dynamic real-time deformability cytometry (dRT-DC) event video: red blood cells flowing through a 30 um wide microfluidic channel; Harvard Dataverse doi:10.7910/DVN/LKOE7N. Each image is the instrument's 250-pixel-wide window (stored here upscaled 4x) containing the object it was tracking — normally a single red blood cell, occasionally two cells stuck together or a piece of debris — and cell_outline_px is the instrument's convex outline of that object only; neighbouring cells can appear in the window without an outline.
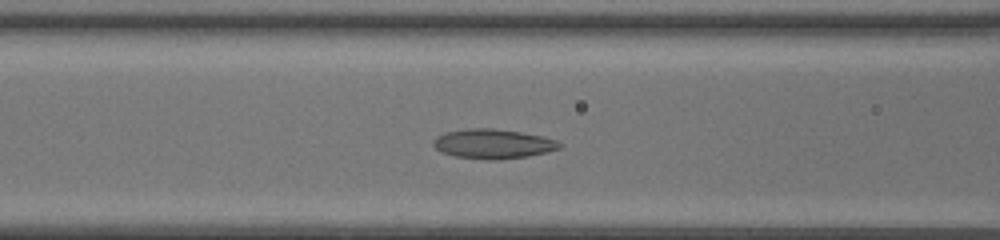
{"species": "common noctule bat (a hibernating species)", "species_latin": "Nyctalus noctula", "temperature_condition": "room temperature", "stored_images_in_passage": 41, "camera_frame_rate_fps": 3000, "um_per_image_px": 0.085, "animal": {"sex": "female", "body_mass_g": 20.0, "forearm_length_mm": 54.0}, "frame": {"image": 1, "passage_image": 15, "time_ms": 4.667, "image_size_px": [1000, 240], "cell_outline_px": [[564, 144], [560, 148], [548, 152], [528, 156], [500, 160], [484, 160], [456, 156], [440, 152], [432, 144], [436, 136], [444, 132], [468, 128], [492, 128], [520, 132], [544, 136], [556, 140]], "centroid_in_image_um": [41.92, 12.23], "position_along_channel_um": 124.7, "area_um2": 22.02}}
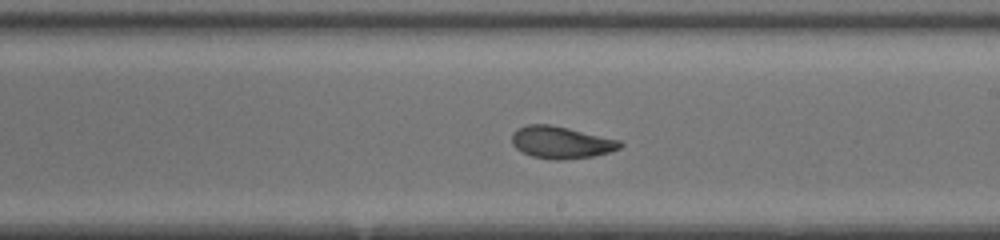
{"frame": {"image": 2, "passage_image": 23, "time_ms": 7.333, "image_size_px": [1000, 240], "cell_outline_px": [[624, 144], [620, 148], [608, 152], [592, 156], [560, 160], [556, 160], [532, 156], [516, 148], [512, 144], [512, 132], [516, 128], [528, 124], [552, 124], [620, 140]], "centroid_in_image_um": [47.68, 12.08], "position_along_channel_um": 241.3, "area_um2": 20.23}}
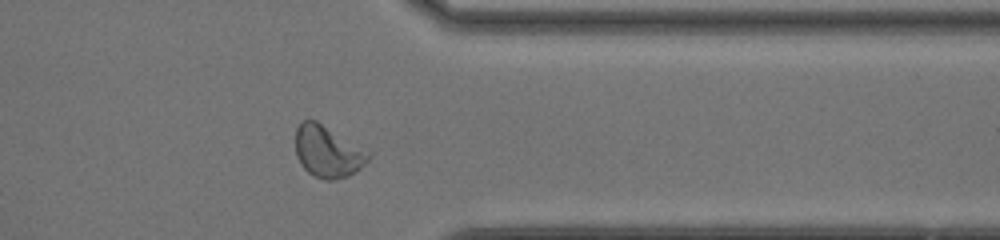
{"frame": {"image": 3, "passage_image": 33, "time_ms": 10.667, "image_size_px": [1000, 240], "cell_outline_px": [[372, 156], [360, 168], [348, 176], [332, 180], [324, 180], [308, 172], [300, 164], [296, 156], [296, 128], [304, 120], [316, 120], [372, 152]], "centroid_in_image_um": [27.88, 12.88], "position_along_channel_um": 383.5, "area_um2": 22.02}, "authors_computed_cell_mechanics": {"area_um2": 21.964, "velocity_mm_per_s": 4.3785, "shape_relaxation_time_tau1_ms": null, "shape_relaxation_time_tau2_ms": 1.4048, "deformation_change_tau1": null, "deformation_change_tau2": 0.0506}}